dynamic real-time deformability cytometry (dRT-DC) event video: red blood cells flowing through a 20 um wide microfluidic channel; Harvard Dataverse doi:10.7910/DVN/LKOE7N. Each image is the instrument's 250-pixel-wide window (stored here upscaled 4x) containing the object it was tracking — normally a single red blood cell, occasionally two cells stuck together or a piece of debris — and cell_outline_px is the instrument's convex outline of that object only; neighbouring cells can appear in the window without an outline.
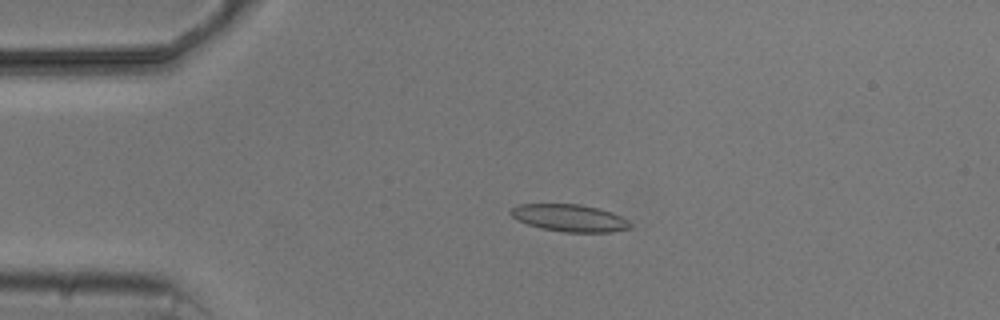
{"species": "common noctule bat (a hibernating species)", "species_latin": "Nyctalus noctula", "temperature_condition": "cold", "stored_images_in_passage": 5, "camera_frame_rate_fps": 3000, "um_per_image_px": 0.085, "animal": {"sex": "male", "body_mass_g": 20.5, "forearm_length_mm": 52.5}, "frame": {"image": 1, "passage_image": 4, "time_ms": 3.333, "image_size_px": [1000, 320], "cell_outline_px": [[632, 228], [612, 232], [564, 232], [540, 228], [516, 220], [508, 212], [516, 204], [580, 204], [600, 208], [612, 212], [628, 220], [632, 224]], "centroid_in_image_um": [48.42, 18.52], "position_along_channel_um": 36.6, "area_um2": 19.19}}